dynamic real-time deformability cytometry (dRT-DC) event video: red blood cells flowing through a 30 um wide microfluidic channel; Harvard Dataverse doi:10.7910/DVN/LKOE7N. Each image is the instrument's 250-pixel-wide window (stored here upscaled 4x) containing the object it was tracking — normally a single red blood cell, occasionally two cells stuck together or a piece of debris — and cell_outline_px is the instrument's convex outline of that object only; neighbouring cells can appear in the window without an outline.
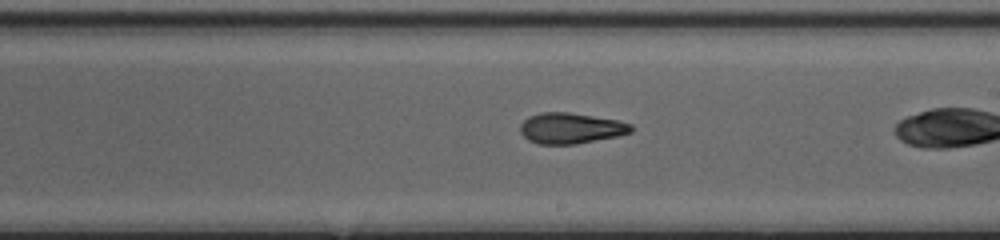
{"species": "common noctule bat (a hibernating species)", "species_latin": "Nyctalus noctula", "temperature_condition": "cold", "stored_images_in_passage": 39, "camera_frame_rate_fps": 3000, "um_per_image_px": 0.085, "animal": {"sex": "female", "body_mass_g": 20.0, "forearm_length_mm": 54.0}, "frame": {"image": 1, "passage_image": 28, "time_ms": 9.0, "image_size_px": [1000, 240], "cell_outline_px": [[632, 132], [620, 136], [576, 144], [540, 144], [528, 140], [520, 132], [520, 124], [528, 116], [540, 112], [568, 112], [616, 120], [632, 124]], "centroid_in_image_um": [48.51, 10.9], "position_along_channel_um": 240.5, "area_um2": 19.94}}
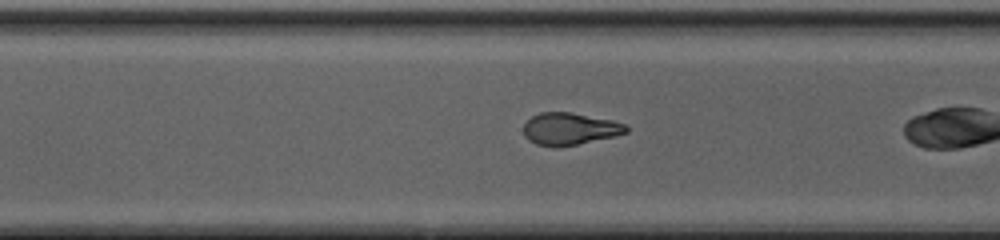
{"frame": {"image": 2, "passage_image": 34, "time_ms": 11.0, "image_size_px": [1000, 240], "cell_outline_px": [[628, 132], [616, 136], [556, 148], [536, 144], [528, 140], [524, 136], [524, 124], [532, 116], [540, 112], [572, 112], [612, 120], [624, 124], [628, 128]], "centroid_in_image_um": [48.41, 10.95], "position_along_channel_um": 322.2, "area_um2": 19.31}}